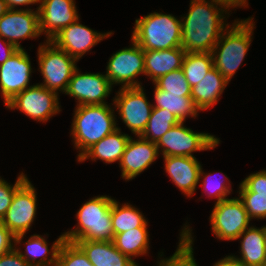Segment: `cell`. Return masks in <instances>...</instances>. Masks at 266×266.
Here are the masks:
<instances>
[{
    "label": "cell",
    "mask_w": 266,
    "mask_h": 266,
    "mask_svg": "<svg viewBox=\"0 0 266 266\" xmlns=\"http://www.w3.org/2000/svg\"><path fill=\"white\" fill-rule=\"evenodd\" d=\"M226 11L212 1L191 0L188 14L181 19V47L186 53L212 52L224 30L229 27L223 21L225 15L222 14Z\"/></svg>",
    "instance_id": "obj_1"
},
{
    "label": "cell",
    "mask_w": 266,
    "mask_h": 266,
    "mask_svg": "<svg viewBox=\"0 0 266 266\" xmlns=\"http://www.w3.org/2000/svg\"><path fill=\"white\" fill-rule=\"evenodd\" d=\"M108 104L76 106L71 126L79 159L90 147L118 128L114 110Z\"/></svg>",
    "instance_id": "obj_2"
},
{
    "label": "cell",
    "mask_w": 266,
    "mask_h": 266,
    "mask_svg": "<svg viewBox=\"0 0 266 266\" xmlns=\"http://www.w3.org/2000/svg\"><path fill=\"white\" fill-rule=\"evenodd\" d=\"M252 20V17L235 20L212 49L213 65L228 82L241 65L251 44L255 26Z\"/></svg>",
    "instance_id": "obj_3"
},
{
    "label": "cell",
    "mask_w": 266,
    "mask_h": 266,
    "mask_svg": "<svg viewBox=\"0 0 266 266\" xmlns=\"http://www.w3.org/2000/svg\"><path fill=\"white\" fill-rule=\"evenodd\" d=\"M112 203L113 198L106 195L96 196L84 203L76 214L78 226L63 233L65 241L72 243L78 240L113 241Z\"/></svg>",
    "instance_id": "obj_4"
},
{
    "label": "cell",
    "mask_w": 266,
    "mask_h": 266,
    "mask_svg": "<svg viewBox=\"0 0 266 266\" xmlns=\"http://www.w3.org/2000/svg\"><path fill=\"white\" fill-rule=\"evenodd\" d=\"M181 35V19L154 12L135 20L131 37L144 50H163L181 47Z\"/></svg>",
    "instance_id": "obj_5"
},
{
    "label": "cell",
    "mask_w": 266,
    "mask_h": 266,
    "mask_svg": "<svg viewBox=\"0 0 266 266\" xmlns=\"http://www.w3.org/2000/svg\"><path fill=\"white\" fill-rule=\"evenodd\" d=\"M38 64L44 78V86L48 90L65 93L68 83L77 69V59L68 55L64 50L56 47L51 41L46 40L38 48Z\"/></svg>",
    "instance_id": "obj_6"
},
{
    "label": "cell",
    "mask_w": 266,
    "mask_h": 266,
    "mask_svg": "<svg viewBox=\"0 0 266 266\" xmlns=\"http://www.w3.org/2000/svg\"><path fill=\"white\" fill-rule=\"evenodd\" d=\"M184 122H179L168 130L156 143L158 151L165 156L194 157L192 152L204 151L215 148L219 139L208 133H195L185 127Z\"/></svg>",
    "instance_id": "obj_7"
},
{
    "label": "cell",
    "mask_w": 266,
    "mask_h": 266,
    "mask_svg": "<svg viewBox=\"0 0 266 266\" xmlns=\"http://www.w3.org/2000/svg\"><path fill=\"white\" fill-rule=\"evenodd\" d=\"M35 187L27 179L16 191L2 224L15 235L14 244H20L31 227L37 207Z\"/></svg>",
    "instance_id": "obj_8"
},
{
    "label": "cell",
    "mask_w": 266,
    "mask_h": 266,
    "mask_svg": "<svg viewBox=\"0 0 266 266\" xmlns=\"http://www.w3.org/2000/svg\"><path fill=\"white\" fill-rule=\"evenodd\" d=\"M250 221L239 197L215 203L210 215L212 231L219 240H237L249 227Z\"/></svg>",
    "instance_id": "obj_9"
},
{
    "label": "cell",
    "mask_w": 266,
    "mask_h": 266,
    "mask_svg": "<svg viewBox=\"0 0 266 266\" xmlns=\"http://www.w3.org/2000/svg\"><path fill=\"white\" fill-rule=\"evenodd\" d=\"M58 95L40 84L32 85L16 94L5 106L12 110L19 109L33 120L45 123L61 111Z\"/></svg>",
    "instance_id": "obj_10"
},
{
    "label": "cell",
    "mask_w": 266,
    "mask_h": 266,
    "mask_svg": "<svg viewBox=\"0 0 266 266\" xmlns=\"http://www.w3.org/2000/svg\"><path fill=\"white\" fill-rule=\"evenodd\" d=\"M113 101L126 126L137 137L140 136L153 110V104L147 101L143 87H121Z\"/></svg>",
    "instance_id": "obj_11"
},
{
    "label": "cell",
    "mask_w": 266,
    "mask_h": 266,
    "mask_svg": "<svg viewBox=\"0 0 266 266\" xmlns=\"http://www.w3.org/2000/svg\"><path fill=\"white\" fill-rule=\"evenodd\" d=\"M132 46L124 48L113 54L107 64L106 77L111 84H120L125 87H141L135 80L139 74L145 75L144 49L133 39Z\"/></svg>",
    "instance_id": "obj_12"
},
{
    "label": "cell",
    "mask_w": 266,
    "mask_h": 266,
    "mask_svg": "<svg viewBox=\"0 0 266 266\" xmlns=\"http://www.w3.org/2000/svg\"><path fill=\"white\" fill-rule=\"evenodd\" d=\"M112 86L106 75L81 74L77 68L68 83L65 94L78 100L77 106L107 104L104 100L112 91Z\"/></svg>",
    "instance_id": "obj_13"
},
{
    "label": "cell",
    "mask_w": 266,
    "mask_h": 266,
    "mask_svg": "<svg viewBox=\"0 0 266 266\" xmlns=\"http://www.w3.org/2000/svg\"><path fill=\"white\" fill-rule=\"evenodd\" d=\"M40 22L39 10L8 9L0 18V37L12 43L18 49L21 47L19 40L39 37Z\"/></svg>",
    "instance_id": "obj_14"
},
{
    "label": "cell",
    "mask_w": 266,
    "mask_h": 266,
    "mask_svg": "<svg viewBox=\"0 0 266 266\" xmlns=\"http://www.w3.org/2000/svg\"><path fill=\"white\" fill-rule=\"evenodd\" d=\"M32 68L30 57L23 49H18L13 56L0 65V91L4 104L16 94L27 89Z\"/></svg>",
    "instance_id": "obj_15"
},
{
    "label": "cell",
    "mask_w": 266,
    "mask_h": 266,
    "mask_svg": "<svg viewBox=\"0 0 266 266\" xmlns=\"http://www.w3.org/2000/svg\"><path fill=\"white\" fill-rule=\"evenodd\" d=\"M113 33H99L79 23V18L69 26L61 29L51 41L56 47L79 60L86 52L101 40Z\"/></svg>",
    "instance_id": "obj_16"
},
{
    "label": "cell",
    "mask_w": 266,
    "mask_h": 266,
    "mask_svg": "<svg viewBox=\"0 0 266 266\" xmlns=\"http://www.w3.org/2000/svg\"><path fill=\"white\" fill-rule=\"evenodd\" d=\"M38 10L40 32L47 40L79 18L74 0H40Z\"/></svg>",
    "instance_id": "obj_17"
},
{
    "label": "cell",
    "mask_w": 266,
    "mask_h": 266,
    "mask_svg": "<svg viewBox=\"0 0 266 266\" xmlns=\"http://www.w3.org/2000/svg\"><path fill=\"white\" fill-rule=\"evenodd\" d=\"M138 138L133 140L130 137L119 163L122 170L121 176L126 181L142 173L159 155L156 143L143 139L140 136Z\"/></svg>",
    "instance_id": "obj_18"
},
{
    "label": "cell",
    "mask_w": 266,
    "mask_h": 266,
    "mask_svg": "<svg viewBox=\"0 0 266 266\" xmlns=\"http://www.w3.org/2000/svg\"><path fill=\"white\" fill-rule=\"evenodd\" d=\"M165 170L172 182L188 197L196 192V187L205 173L195 157L165 156Z\"/></svg>",
    "instance_id": "obj_19"
},
{
    "label": "cell",
    "mask_w": 266,
    "mask_h": 266,
    "mask_svg": "<svg viewBox=\"0 0 266 266\" xmlns=\"http://www.w3.org/2000/svg\"><path fill=\"white\" fill-rule=\"evenodd\" d=\"M186 55L182 47L163 50H144L145 75L154 82L159 77L181 69Z\"/></svg>",
    "instance_id": "obj_20"
},
{
    "label": "cell",
    "mask_w": 266,
    "mask_h": 266,
    "mask_svg": "<svg viewBox=\"0 0 266 266\" xmlns=\"http://www.w3.org/2000/svg\"><path fill=\"white\" fill-rule=\"evenodd\" d=\"M74 243L94 266H138L134 260L122 254L113 241L78 240Z\"/></svg>",
    "instance_id": "obj_21"
},
{
    "label": "cell",
    "mask_w": 266,
    "mask_h": 266,
    "mask_svg": "<svg viewBox=\"0 0 266 266\" xmlns=\"http://www.w3.org/2000/svg\"><path fill=\"white\" fill-rule=\"evenodd\" d=\"M120 128H117L112 133L108 134L99 142L90 147L79 159V163L85 160L100 159L105 163H113L119 161L122 158V154L125 151L130 136L128 134H122Z\"/></svg>",
    "instance_id": "obj_22"
},
{
    "label": "cell",
    "mask_w": 266,
    "mask_h": 266,
    "mask_svg": "<svg viewBox=\"0 0 266 266\" xmlns=\"http://www.w3.org/2000/svg\"><path fill=\"white\" fill-rule=\"evenodd\" d=\"M229 82L213 67L207 75L191 89V97L200 110L211 108L218 102Z\"/></svg>",
    "instance_id": "obj_23"
},
{
    "label": "cell",
    "mask_w": 266,
    "mask_h": 266,
    "mask_svg": "<svg viewBox=\"0 0 266 266\" xmlns=\"http://www.w3.org/2000/svg\"><path fill=\"white\" fill-rule=\"evenodd\" d=\"M240 258L232 257L245 266H266V245L263 226L261 228L248 227L239 237L241 238Z\"/></svg>",
    "instance_id": "obj_24"
},
{
    "label": "cell",
    "mask_w": 266,
    "mask_h": 266,
    "mask_svg": "<svg viewBox=\"0 0 266 266\" xmlns=\"http://www.w3.org/2000/svg\"><path fill=\"white\" fill-rule=\"evenodd\" d=\"M64 240V235L62 234L49 250L45 237L43 238L41 235L34 234L24 243L26 244L24 253L19 248L15 247V249L31 266H56L58 251ZM50 253L51 257L49 258L48 255L50 256ZM38 257L40 258L37 259Z\"/></svg>",
    "instance_id": "obj_25"
},
{
    "label": "cell",
    "mask_w": 266,
    "mask_h": 266,
    "mask_svg": "<svg viewBox=\"0 0 266 266\" xmlns=\"http://www.w3.org/2000/svg\"><path fill=\"white\" fill-rule=\"evenodd\" d=\"M154 98L155 105L154 108L167 109L172 113L180 122H184L185 118L188 116L196 117L200 111L192 97H183L181 94H167V91L159 89L155 85Z\"/></svg>",
    "instance_id": "obj_26"
},
{
    "label": "cell",
    "mask_w": 266,
    "mask_h": 266,
    "mask_svg": "<svg viewBox=\"0 0 266 266\" xmlns=\"http://www.w3.org/2000/svg\"><path fill=\"white\" fill-rule=\"evenodd\" d=\"M113 199L111 206L112 228L115 234L124 233L135 228H147L148 222L144 215L128 203L122 204Z\"/></svg>",
    "instance_id": "obj_27"
},
{
    "label": "cell",
    "mask_w": 266,
    "mask_h": 266,
    "mask_svg": "<svg viewBox=\"0 0 266 266\" xmlns=\"http://www.w3.org/2000/svg\"><path fill=\"white\" fill-rule=\"evenodd\" d=\"M115 247L125 256L133 257L144 255L149 250V234L147 228H135L124 233L114 235Z\"/></svg>",
    "instance_id": "obj_28"
},
{
    "label": "cell",
    "mask_w": 266,
    "mask_h": 266,
    "mask_svg": "<svg viewBox=\"0 0 266 266\" xmlns=\"http://www.w3.org/2000/svg\"><path fill=\"white\" fill-rule=\"evenodd\" d=\"M213 67V56L211 52H187L181 69L192 88L198 84Z\"/></svg>",
    "instance_id": "obj_29"
},
{
    "label": "cell",
    "mask_w": 266,
    "mask_h": 266,
    "mask_svg": "<svg viewBox=\"0 0 266 266\" xmlns=\"http://www.w3.org/2000/svg\"><path fill=\"white\" fill-rule=\"evenodd\" d=\"M179 122L169 110L153 107L148 123L140 137L157 143L168 130Z\"/></svg>",
    "instance_id": "obj_30"
},
{
    "label": "cell",
    "mask_w": 266,
    "mask_h": 266,
    "mask_svg": "<svg viewBox=\"0 0 266 266\" xmlns=\"http://www.w3.org/2000/svg\"><path fill=\"white\" fill-rule=\"evenodd\" d=\"M189 226L185 224L180 234V242L175 253L166 259L158 261L159 266H198L193 255V237Z\"/></svg>",
    "instance_id": "obj_31"
},
{
    "label": "cell",
    "mask_w": 266,
    "mask_h": 266,
    "mask_svg": "<svg viewBox=\"0 0 266 266\" xmlns=\"http://www.w3.org/2000/svg\"><path fill=\"white\" fill-rule=\"evenodd\" d=\"M154 85L167 91V94H181L183 97H191V86L186 80L182 69L167 73L155 80Z\"/></svg>",
    "instance_id": "obj_32"
},
{
    "label": "cell",
    "mask_w": 266,
    "mask_h": 266,
    "mask_svg": "<svg viewBox=\"0 0 266 266\" xmlns=\"http://www.w3.org/2000/svg\"><path fill=\"white\" fill-rule=\"evenodd\" d=\"M56 266H94L84 252L72 242L61 244L57 255Z\"/></svg>",
    "instance_id": "obj_33"
},
{
    "label": "cell",
    "mask_w": 266,
    "mask_h": 266,
    "mask_svg": "<svg viewBox=\"0 0 266 266\" xmlns=\"http://www.w3.org/2000/svg\"><path fill=\"white\" fill-rule=\"evenodd\" d=\"M239 198L250 219L266 218V196L256 195L254 192H239Z\"/></svg>",
    "instance_id": "obj_34"
},
{
    "label": "cell",
    "mask_w": 266,
    "mask_h": 266,
    "mask_svg": "<svg viewBox=\"0 0 266 266\" xmlns=\"http://www.w3.org/2000/svg\"><path fill=\"white\" fill-rule=\"evenodd\" d=\"M28 178L21 173L14 185H10L0 177V221L5 216L8 208L10 207L15 191L27 180Z\"/></svg>",
    "instance_id": "obj_35"
},
{
    "label": "cell",
    "mask_w": 266,
    "mask_h": 266,
    "mask_svg": "<svg viewBox=\"0 0 266 266\" xmlns=\"http://www.w3.org/2000/svg\"><path fill=\"white\" fill-rule=\"evenodd\" d=\"M203 189L207 192V194L209 195V197H216L217 201L216 203H219L222 200L228 199L226 198L228 194L231 193L232 188L230 186V184H226L227 182H225V180L219 181V180H215L212 177V174L208 173L205 176H203ZM230 187V188H229Z\"/></svg>",
    "instance_id": "obj_36"
},
{
    "label": "cell",
    "mask_w": 266,
    "mask_h": 266,
    "mask_svg": "<svg viewBox=\"0 0 266 266\" xmlns=\"http://www.w3.org/2000/svg\"><path fill=\"white\" fill-rule=\"evenodd\" d=\"M239 192H254L266 196V170L247 176L239 186Z\"/></svg>",
    "instance_id": "obj_37"
},
{
    "label": "cell",
    "mask_w": 266,
    "mask_h": 266,
    "mask_svg": "<svg viewBox=\"0 0 266 266\" xmlns=\"http://www.w3.org/2000/svg\"><path fill=\"white\" fill-rule=\"evenodd\" d=\"M15 235L0 221V257L15 248Z\"/></svg>",
    "instance_id": "obj_38"
},
{
    "label": "cell",
    "mask_w": 266,
    "mask_h": 266,
    "mask_svg": "<svg viewBox=\"0 0 266 266\" xmlns=\"http://www.w3.org/2000/svg\"><path fill=\"white\" fill-rule=\"evenodd\" d=\"M0 266H31L28 264L14 248L12 251L0 257Z\"/></svg>",
    "instance_id": "obj_39"
},
{
    "label": "cell",
    "mask_w": 266,
    "mask_h": 266,
    "mask_svg": "<svg viewBox=\"0 0 266 266\" xmlns=\"http://www.w3.org/2000/svg\"><path fill=\"white\" fill-rule=\"evenodd\" d=\"M0 41L3 42L1 43V45L3 44L2 48H0V50L2 49L1 51H3L1 54L2 57L0 56V65H2L7 61L8 58L15 54L18 48L12 43L5 41V39L3 40L2 37H0Z\"/></svg>",
    "instance_id": "obj_40"
},
{
    "label": "cell",
    "mask_w": 266,
    "mask_h": 266,
    "mask_svg": "<svg viewBox=\"0 0 266 266\" xmlns=\"http://www.w3.org/2000/svg\"><path fill=\"white\" fill-rule=\"evenodd\" d=\"M217 5L222 6L226 10L231 7H246L248 5L247 0H211Z\"/></svg>",
    "instance_id": "obj_41"
},
{
    "label": "cell",
    "mask_w": 266,
    "mask_h": 266,
    "mask_svg": "<svg viewBox=\"0 0 266 266\" xmlns=\"http://www.w3.org/2000/svg\"><path fill=\"white\" fill-rule=\"evenodd\" d=\"M213 266H245L242 262L234 259L231 255L216 262Z\"/></svg>",
    "instance_id": "obj_42"
},
{
    "label": "cell",
    "mask_w": 266,
    "mask_h": 266,
    "mask_svg": "<svg viewBox=\"0 0 266 266\" xmlns=\"http://www.w3.org/2000/svg\"><path fill=\"white\" fill-rule=\"evenodd\" d=\"M8 9H16V6L40 3V0H5Z\"/></svg>",
    "instance_id": "obj_43"
},
{
    "label": "cell",
    "mask_w": 266,
    "mask_h": 266,
    "mask_svg": "<svg viewBox=\"0 0 266 266\" xmlns=\"http://www.w3.org/2000/svg\"><path fill=\"white\" fill-rule=\"evenodd\" d=\"M8 11L5 0H0V18Z\"/></svg>",
    "instance_id": "obj_44"
},
{
    "label": "cell",
    "mask_w": 266,
    "mask_h": 266,
    "mask_svg": "<svg viewBox=\"0 0 266 266\" xmlns=\"http://www.w3.org/2000/svg\"><path fill=\"white\" fill-rule=\"evenodd\" d=\"M263 232H264V239H265V245H266V226H263Z\"/></svg>",
    "instance_id": "obj_45"
}]
</instances>
